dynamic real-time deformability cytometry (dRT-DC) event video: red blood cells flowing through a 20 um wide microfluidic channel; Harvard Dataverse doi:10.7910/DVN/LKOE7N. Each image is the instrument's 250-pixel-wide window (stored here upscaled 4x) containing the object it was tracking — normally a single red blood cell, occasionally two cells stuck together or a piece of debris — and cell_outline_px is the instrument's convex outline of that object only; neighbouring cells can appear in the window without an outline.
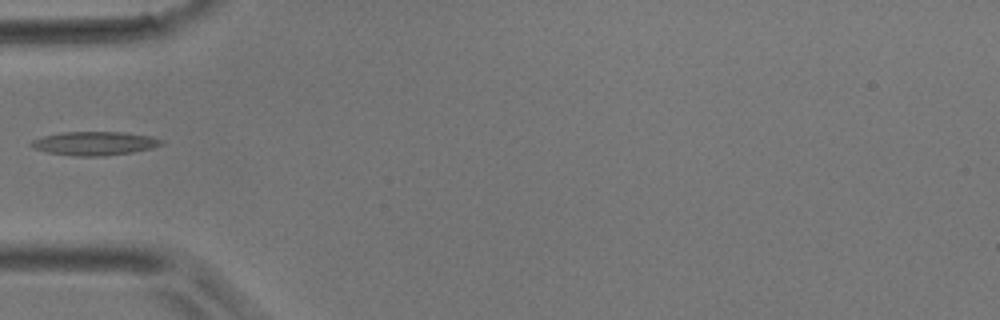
{"species": "common noctule bat (a hibernating species)", "species_latin": "Nyctalus noctula", "temperature_condition": "room temperature", "stored_images_in_passage": 5, "camera_frame_rate_fps": 3000, "um_per_image_px": 0.085, "animal": {"sex": "male", "body_mass_g": 17.9}, "frame": {"image": 1, "passage_image": 5, "time_ms": 1.333, "image_size_px": [1000, 320], "cell_outline_px": [[164, 144], [152, 148], [132, 152], [104, 156], [76, 156], [48, 152], [32, 148], [28, 144], [32, 140], [44, 136], [60, 132], [124, 132], [148, 136], [160, 140]], "centroid_in_image_um": [7.99, 12.19], "position_along_channel_um": 77.0, "area_um2": 17.86}}